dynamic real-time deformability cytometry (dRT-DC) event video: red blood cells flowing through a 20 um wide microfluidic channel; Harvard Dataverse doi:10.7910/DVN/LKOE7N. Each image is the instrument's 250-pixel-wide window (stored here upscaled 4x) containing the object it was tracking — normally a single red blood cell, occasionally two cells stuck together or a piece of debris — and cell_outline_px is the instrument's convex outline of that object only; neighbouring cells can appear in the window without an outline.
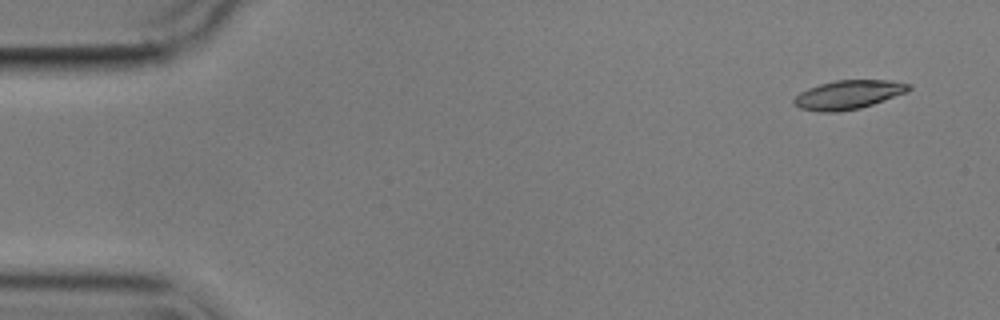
{"species": "common noctule bat (a hibernating species)", "species_latin": "Nyctalus noctula", "temperature_condition": "cold", "stored_images_in_passage": 3, "camera_frame_rate_fps": 3000, "um_per_image_px": 0.085, "animal": {"sex": "male", "body_mass_g": 17.9}, "frame": {"image": 1, "passage_image": 1, "time_ms": 0.0, "image_size_px": [1000, 320], "cell_outline_px": [[912, 88], [908, 92], [860, 108], [836, 112], [820, 112], [800, 108], [792, 100], [800, 92], [808, 88], [820, 84], [836, 80], [888, 80], [912, 84]], "centroid_in_image_um": [72.13, 8.04], "position_along_channel_um": 12.9, "area_um2": 19.25}}